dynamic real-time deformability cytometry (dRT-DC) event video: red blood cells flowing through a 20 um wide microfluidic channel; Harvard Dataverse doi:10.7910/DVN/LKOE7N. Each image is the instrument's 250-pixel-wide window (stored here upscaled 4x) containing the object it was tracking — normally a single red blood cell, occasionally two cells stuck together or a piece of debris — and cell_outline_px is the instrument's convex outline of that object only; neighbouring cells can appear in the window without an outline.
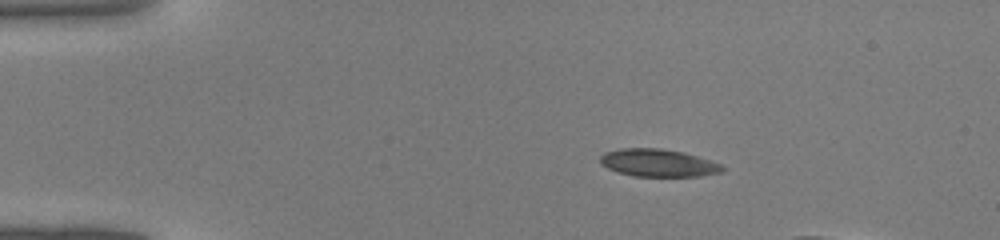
{"species": "common noctule bat (a hibernating species)", "species_latin": "Nyctalus noctula", "temperature_condition": "warm", "stored_images_in_passage": 33, "camera_frame_rate_fps": 3000, "um_per_image_px": 0.085, "animal": {"sex": "male", "body_mass_g": 19.0, "forearm_length_mm": 50.8}, "frame": {"image": 1, "passage_image": 1, "time_ms": 0.0, "image_size_px": [1000, 240], "cell_outline_px": [[724, 172], [700, 176], [636, 176], [616, 172], [600, 164], [600, 156], [604, 152], [620, 148], [660, 148], [684, 152], [720, 164], [724, 168]], "centroid_in_image_um": [55.91, 13.84], "position_along_channel_um": 29.1, "area_um2": 19.65}}
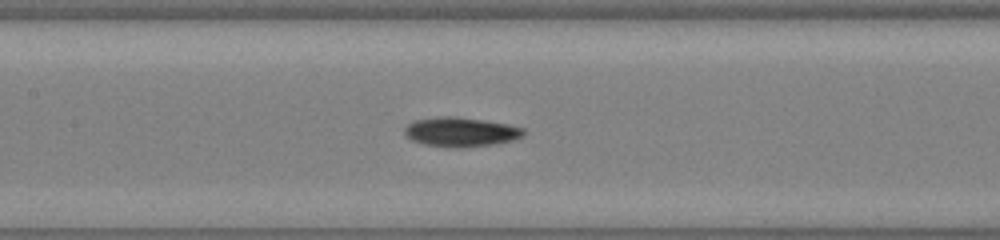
{"frame": {"image": 2, "passage_image": 14, "time_ms": 4.333, "image_size_px": [1000, 240], "cell_outline_px": [[524, 132], [520, 136], [512, 140], [492, 144], [424, 144], [412, 140], [404, 132], [404, 128], [412, 120], [440, 116], [456, 116], [508, 124], [524, 128]], "centroid_in_image_um": [39.13, 11.14], "position_along_channel_um": 168.3, "area_um2": 19.19}}
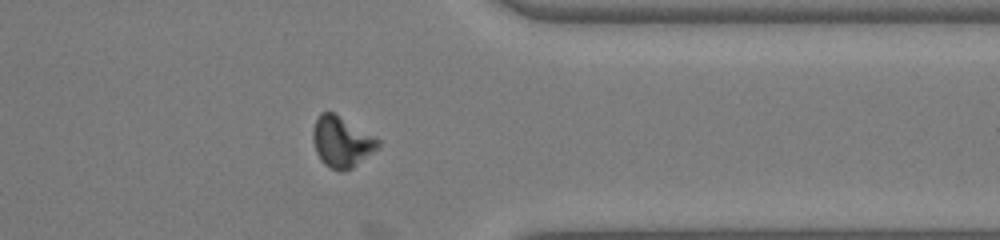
{"frame": {"image": 3, "passage_image": 28, "time_ms": 9.0, "image_size_px": [1000, 240], "cell_outline_px": [[380, 144], [376, 148], [352, 168], [340, 172], [324, 164], [320, 160], [316, 152], [312, 140], [312, 132], [316, 120], [320, 112], [332, 112], [380, 140]], "centroid_in_image_um": [28.98, 12.07], "position_along_channel_um": 382.4, "area_um2": 18.79}}